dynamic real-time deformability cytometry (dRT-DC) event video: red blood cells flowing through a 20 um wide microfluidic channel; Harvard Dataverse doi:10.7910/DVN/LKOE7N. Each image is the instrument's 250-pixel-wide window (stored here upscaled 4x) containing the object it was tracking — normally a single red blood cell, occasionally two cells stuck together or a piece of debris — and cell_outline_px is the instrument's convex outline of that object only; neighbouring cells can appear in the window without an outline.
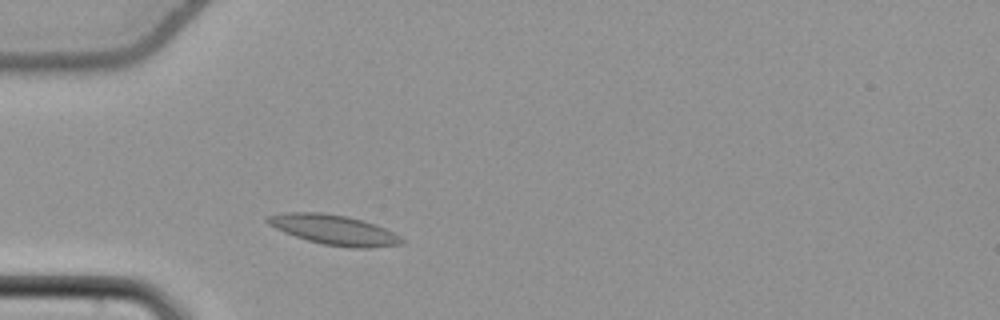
{"species": "common noctule bat (a hibernating species)", "species_latin": "Nyctalus noctula", "temperature_condition": "cold", "stored_images_in_passage": 37, "camera_frame_rate_fps": 3000, "um_per_image_px": 0.085, "animal": {"sex": "female", "body_mass_g": 22.7, "forearm_length_mm": 54.2}, "frame": {"image": 1, "passage_image": 6, "time_ms": 1.667, "image_size_px": [1000, 320], "cell_outline_px": [[404, 240], [400, 244], [368, 248], [352, 248], [324, 244], [308, 240], [284, 232], [268, 224], [264, 220], [268, 216], [284, 212], [324, 212], [348, 216], [364, 220], [376, 224], [400, 236]], "centroid_in_image_um": [28.38, 19.52], "position_along_channel_um": 56.6, "area_um2": 23.35}}
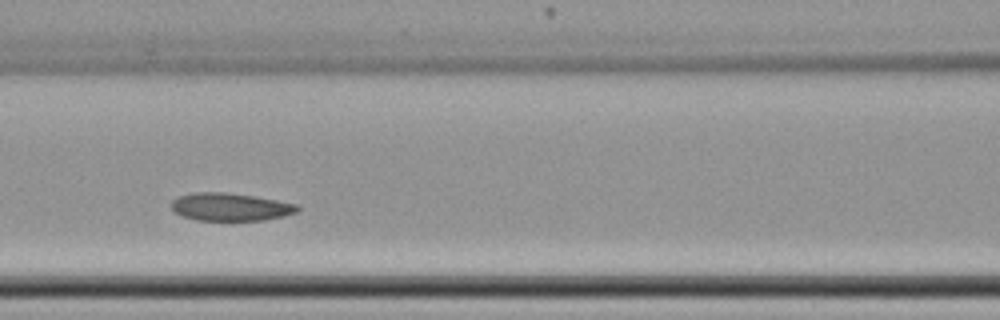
{"frame": {"image": 2, "passage_image": 14, "time_ms": 4.333, "image_size_px": [1000, 320], "cell_outline_px": [[300, 208], [296, 212], [264, 220], [196, 220], [184, 216], [176, 212], [172, 208], [172, 200], [180, 196], [192, 192], [224, 192], [252, 196], [300, 204]], "centroid_in_image_um": [19.59, 17.58], "position_along_channel_um": 147.0, "area_um2": 20.17}}
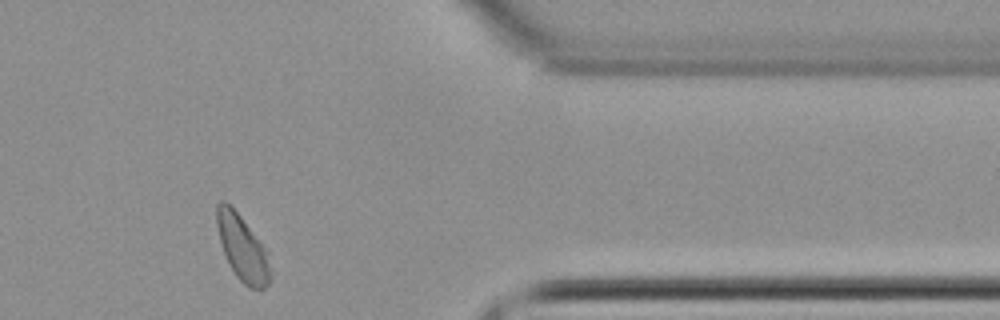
{"frame": {"image": 3, "passage_image": 35, "time_ms": 11.333, "image_size_px": [1000, 320], "cell_outline_px": [[272, 276], [268, 284], [260, 292], [248, 288], [236, 276], [224, 252], [220, 240], [216, 224], [216, 204], [220, 200], [224, 200], [240, 216], [268, 248], [272, 272]], "centroid_in_image_um": [20.67, 21.12], "position_along_channel_um": 390.7, "area_um2": 20.92}, "authors_computed_cell_mechanics": {"area_um2": 21.097, "velocity_mm_per_s": 3.7576, "shape_relaxation_time_tau1_ms": 5.6132, "shape_relaxation_time_tau2_ms": 1.9566, "deformation_change_tau1": 0.0772, "deformation_change_tau2": 0.0308}}